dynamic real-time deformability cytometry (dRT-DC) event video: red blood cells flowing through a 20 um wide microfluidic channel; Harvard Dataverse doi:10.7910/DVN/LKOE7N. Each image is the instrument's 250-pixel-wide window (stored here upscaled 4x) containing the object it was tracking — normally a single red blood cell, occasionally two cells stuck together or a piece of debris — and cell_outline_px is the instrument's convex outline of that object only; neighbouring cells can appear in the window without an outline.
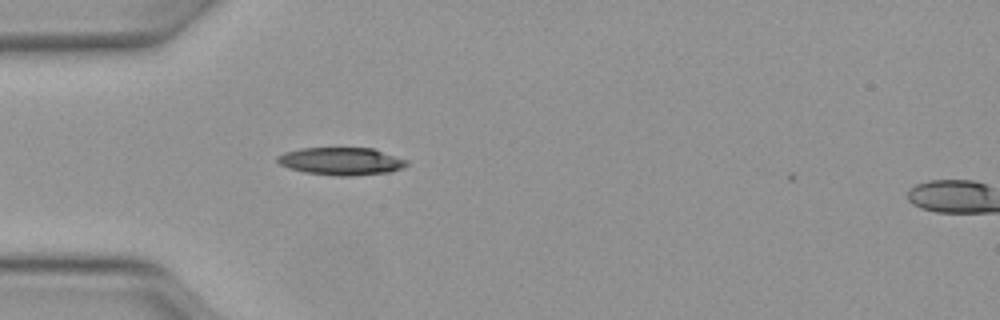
{"species": "Egyptian fruit bat (a non-hibernating species)", "species_latin": "Rousettus aegyptiacus", "temperature_condition": "warm", "stored_images_in_passage": 35, "camera_frame_rate_fps": 3000, "um_per_image_px": 0.085, "animal": {"sex": "female"}, "frame": {"image": 1, "passage_image": 1, "time_ms": 0.0, "image_size_px": [1000, 320], "cell_outline_px": [[408, 164], [404, 168], [388, 172], [348, 176], [336, 176], [304, 172], [288, 168], [280, 164], [276, 160], [276, 156], [284, 152], [300, 148], [372, 148], [408, 160]], "centroid_in_image_um": [28.98, 13.7], "position_along_channel_um": 56.0, "area_um2": 20.87}}
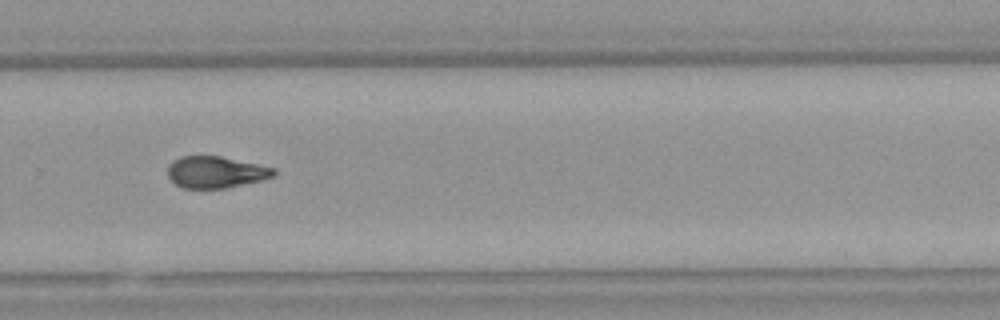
{"frame": {"image": 2, "passage_image": 20, "time_ms": 6.333, "image_size_px": [1000, 320], "cell_outline_px": [[276, 176], [260, 180], [224, 188], [184, 188], [176, 184], [168, 176], [168, 164], [172, 160], [180, 156], [220, 156], [276, 168]], "centroid_in_image_um": [18.33, 14.62], "position_along_channel_um": 311.5, "area_um2": 19.48}}
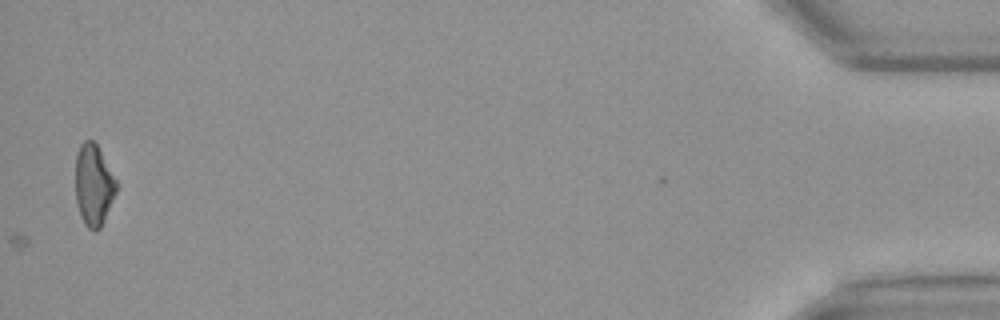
{"frame": {"image": 3, "passage_image": 35, "time_ms": 11.333, "image_size_px": [1000, 320], "cell_outline_px": [[116, 192], [104, 220], [100, 228], [96, 232], [92, 232], [84, 224], [80, 216], [76, 200], [76, 156], [80, 144], [84, 140], [92, 140], [96, 144], [116, 180]], "centroid_in_image_um": [7.94, 15.76], "position_along_channel_um": 427.3, "area_um2": 19.19}, "authors_computed_cell_mechanics": {"area_um2": 19.8254, "velocity_mm_per_s": 4.1293, "shape_relaxation_time_tau1_ms": 5.9994, "shape_relaxation_time_tau2_ms": 6.4481, "deformation_change_tau1": 0.185, "deformation_change_tau2": 0.1611}}